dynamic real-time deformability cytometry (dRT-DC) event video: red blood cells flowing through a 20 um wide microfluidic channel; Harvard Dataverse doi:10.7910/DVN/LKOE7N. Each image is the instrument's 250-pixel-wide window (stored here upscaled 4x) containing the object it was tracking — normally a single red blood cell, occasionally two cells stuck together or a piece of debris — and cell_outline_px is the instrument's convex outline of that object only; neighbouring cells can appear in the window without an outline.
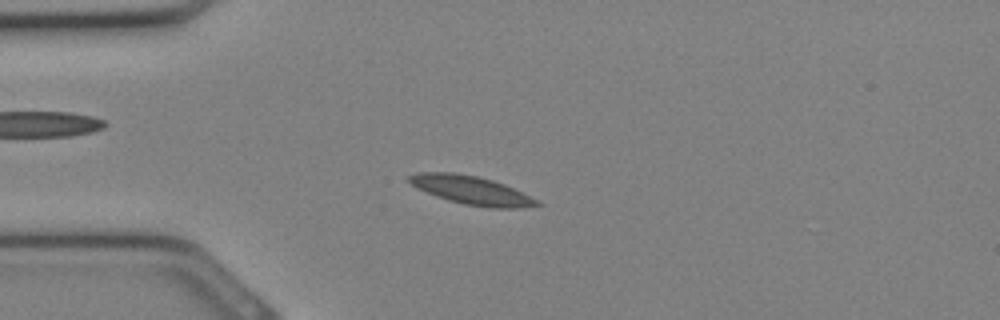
{"species": "Egyptian fruit bat (a non-hibernating species)", "species_latin": "Rousettus aegyptiacus", "temperature_condition": "cold", "stored_images_in_passage": 30, "camera_frame_rate_fps": 3000, "um_per_image_px": 0.085, "animal": {"sex": "female"}, "frame": {"image": 1, "passage_image": 8, "time_ms": 2.333, "image_size_px": [1000, 320], "cell_outline_px": [[544, 204], [516, 208], [492, 208], [464, 204], [448, 200], [416, 188], [404, 176], [416, 172], [452, 172], [476, 176], [492, 180], [504, 184]], "centroid_in_image_um": [39.99, 16.15], "position_along_channel_um": 45.0, "area_um2": 20.98}}
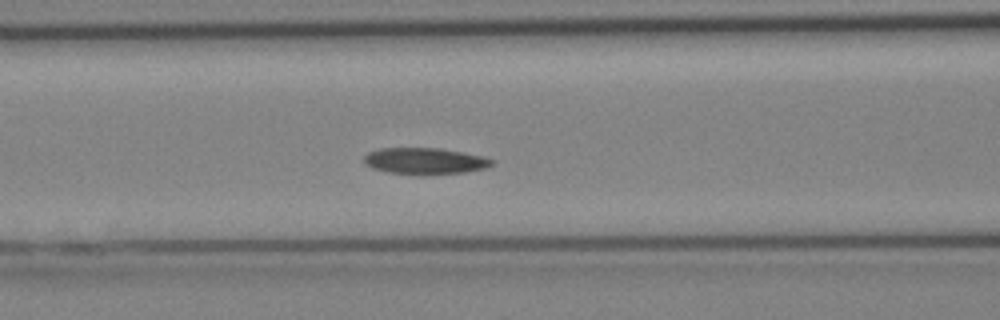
{"frame": {"image": 2, "passage_image": 13, "time_ms": 4.0, "image_size_px": [1000, 320], "cell_outline_px": [[496, 160], [492, 164], [484, 168], [464, 172], [388, 172], [372, 168], [364, 160], [364, 156], [368, 152], [380, 148], [440, 148], [480, 156]], "centroid_in_image_um": [36.09, 13.64], "position_along_channel_um": 130.5, "area_um2": 18.61}}
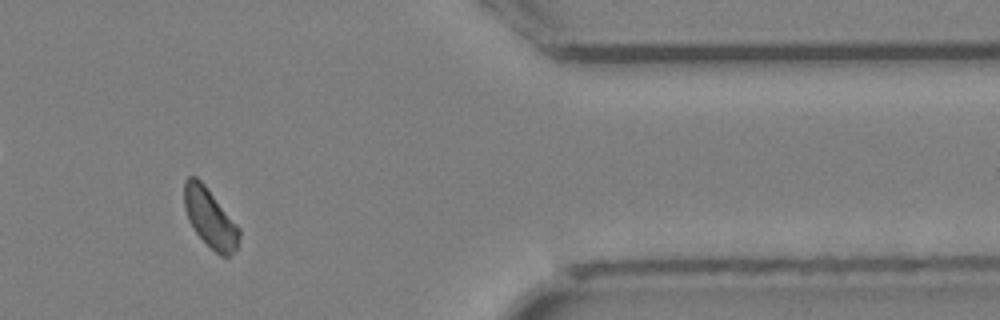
{"frame": {"image": 3, "passage_image": 27, "time_ms": 8.667, "image_size_px": [1000, 320], "cell_outline_px": [[240, 236], [236, 248], [228, 256], [220, 256], [196, 232], [188, 220], [184, 208], [184, 180], [188, 176], [196, 176], [204, 184], [240, 228]], "centroid_in_image_um": [17.84, 18.5], "position_along_channel_um": 393.6, "area_um2": 18.61}}